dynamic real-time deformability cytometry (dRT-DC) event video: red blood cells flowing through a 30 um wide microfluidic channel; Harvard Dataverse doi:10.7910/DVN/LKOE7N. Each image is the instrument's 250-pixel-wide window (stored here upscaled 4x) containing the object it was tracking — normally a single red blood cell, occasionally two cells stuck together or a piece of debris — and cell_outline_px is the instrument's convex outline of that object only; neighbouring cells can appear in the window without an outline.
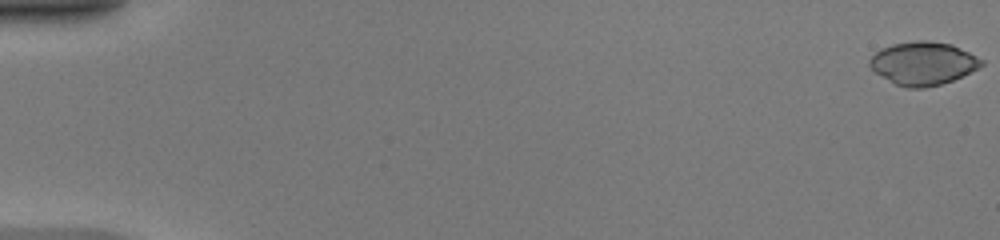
{"species": "common noctule bat (a hibernating species)", "species_latin": "Nyctalus noctula", "temperature_condition": "warm", "stored_images_in_passage": 51, "camera_frame_rate_fps": 3000, "um_per_image_px": 0.085, "animal": {"sex": "female", "body_mass_g": 20.0, "forearm_length_mm": 54.0}, "frame": {"image": 1, "passage_image": 1, "time_ms": 0.0, "image_size_px": [1000, 240], "cell_outline_px": [[984, 64], [980, 68], [952, 80], [940, 84], [924, 88], [908, 88], [896, 84], [876, 72], [868, 64], [868, 60], [880, 48], [892, 44], [916, 40], [928, 40], [952, 44], [984, 60]], "centroid_in_image_um": [78.47, 5.37], "position_along_channel_um": 6.5, "area_um2": 28.03}}
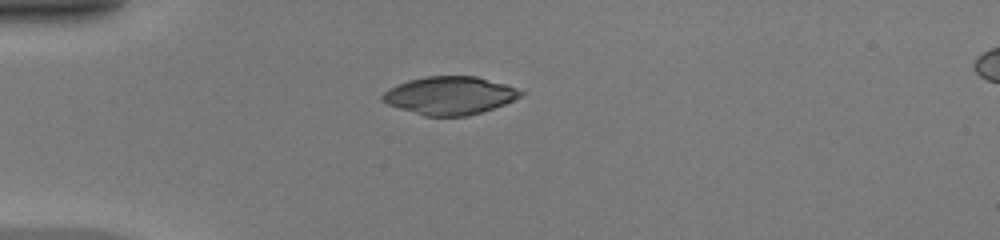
{"frame": {"image": 2, "passage_image": 15, "time_ms": 4.667, "image_size_px": [1000, 240], "cell_outline_px": [[524, 92], [520, 96], [504, 104], [468, 116], [424, 116], [388, 104], [380, 100], [380, 96], [388, 88], [396, 84], [408, 80], [424, 76], [476, 76], [504, 84], [516, 88]], "centroid_in_image_um": [38.17, 8.11], "position_along_channel_um": 46.8, "area_um2": 30.46}}